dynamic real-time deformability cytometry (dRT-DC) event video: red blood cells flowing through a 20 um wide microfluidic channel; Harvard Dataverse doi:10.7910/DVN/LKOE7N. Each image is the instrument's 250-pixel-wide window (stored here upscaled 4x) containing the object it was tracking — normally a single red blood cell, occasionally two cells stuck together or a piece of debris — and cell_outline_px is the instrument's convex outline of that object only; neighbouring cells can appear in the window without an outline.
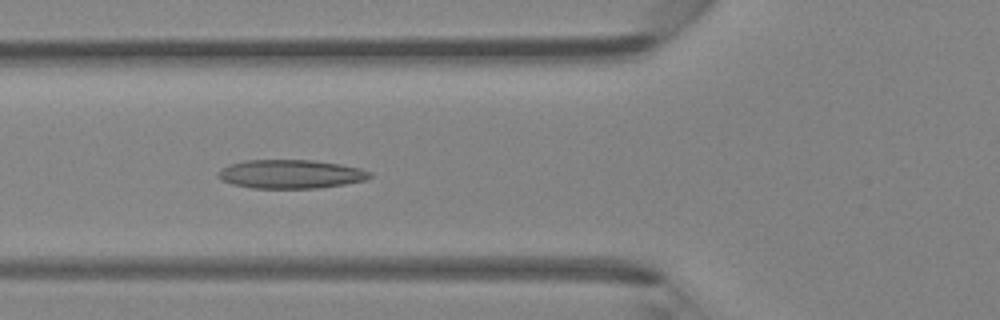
{"species": "Egyptian fruit bat (a non-hibernating species)", "species_latin": "Rousettus aegyptiacus", "temperature_condition": "room temperature", "stored_images_in_passage": 45, "camera_frame_rate_fps": 3000, "um_per_image_px": 0.085, "animal": {"sex": "female"}, "frame": {"image": 1, "passage_image": 17, "time_ms": 5.333, "image_size_px": [1000, 320], "cell_outline_px": [[372, 176], [364, 180], [344, 184], [316, 188], [252, 188], [232, 184], [220, 180], [216, 176], [216, 172], [220, 168], [228, 164], [244, 160], [312, 160], [340, 164], [360, 168], [372, 172]], "centroid_in_image_um": [24.64, 14.79], "position_along_channel_um": 101.2, "area_um2": 25.61}}
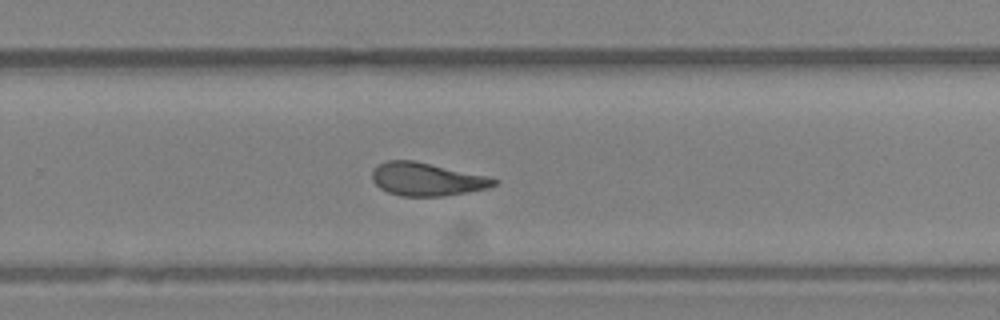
{"frame": {"image": 2, "passage_image": 30, "time_ms": 9.667, "image_size_px": [1000, 320], "cell_outline_px": [[500, 180], [496, 184], [488, 188], [468, 192], [444, 196], [400, 196], [388, 192], [380, 188], [372, 180], [372, 172], [384, 160], [412, 160], [484, 176]], "centroid_in_image_um": [36.25, 15.25], "position_along_channel_um": 293.6, "area_um2": 23.12}}
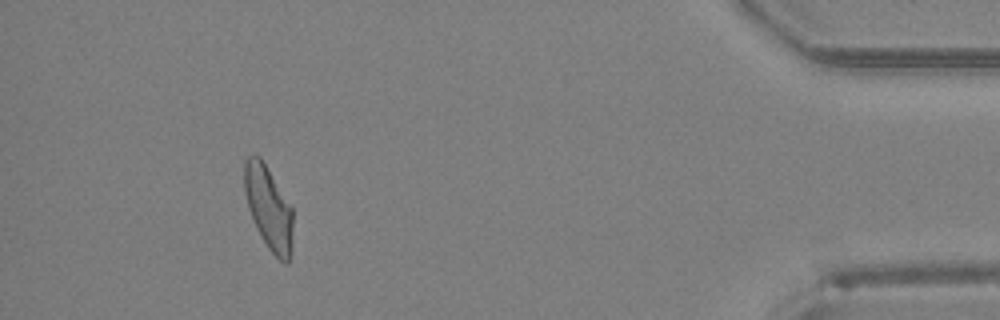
{"frame": {"image": 3, "passage_image": 42, "time_ms": 13.667, "image_size_px": [1000, 320], "cell_outline_px": [[292, 248], [288, 264], [284, 264], [268, 248], [256, 228], [248, 208], [244, 192], [244, 160], [248, 156], [256, 152], [260, 156], [292, 208]], "centroid_in_image_um": [22.81, 17.65], "position_along_channel_um": 412.4, "area_um2": 23.64}}